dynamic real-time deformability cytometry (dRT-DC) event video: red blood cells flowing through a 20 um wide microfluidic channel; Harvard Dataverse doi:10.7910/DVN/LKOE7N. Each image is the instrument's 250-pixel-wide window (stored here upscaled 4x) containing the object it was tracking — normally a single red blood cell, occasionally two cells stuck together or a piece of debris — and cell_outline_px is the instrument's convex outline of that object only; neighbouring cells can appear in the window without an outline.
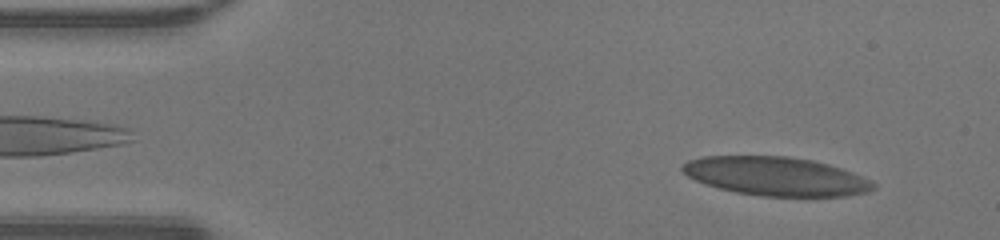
{"species": "human", "species_latin": "Homo sapiens", "temperature_condition": "warm", "stored_images_in_passage": 47, "camera_frame_rate_fps": 3000, "um_per_image_px": 0.085, "donor": {"sex": "male"}, "frame": {"image": 1, "passage_image": 4, "time_ms": 1.0, "image_size_px": [1000, 240], "cell_outline_px": [[876, 188], [868, 192], [844, 196], [764, 196], [736, 192], [720, 188], [696, 180], [688, 176], [680, 168], [688, 160], [704, 156], [788, 156], [812, 160], [828, 164], [852, 172], [876, 184]], "centroid_in_image_um": [65.96, 14.98], "position_along_channel_um": 19.0, "area_um2": 42.71}}
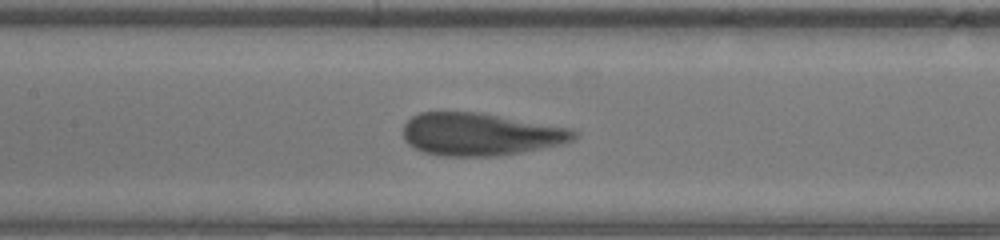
{"frame": {"image": 2, "passage_image": 21, "time_ms": 6.667, "image_size_px": [1000, 240], "cell_outline_px": [[576, 136], [572, 140], [564, 144], [520, 152], [496, 156], [440, 156], [424, 152], [408, 144], [404, 140], [404, 124], [412, 116], [420, 112], [480, 112], [572, 128], [576, 132]], "centroid_in_image_um": [40.83, 11.41], "position_along_channel_um": 166.6, "area_um2": 42.48}}
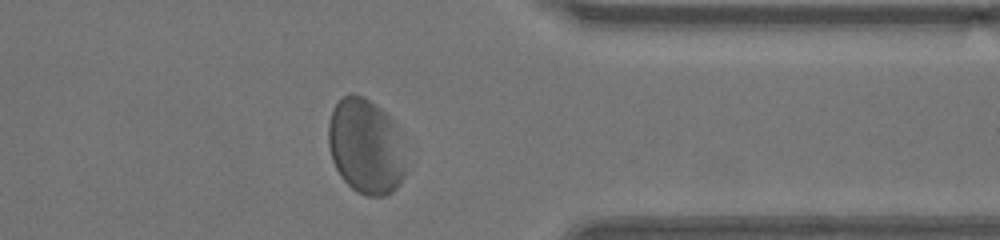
{"frame": {"image": 3, "passage_image": 37, "time_ms": 12.0, "image_size_px": [1000, 240], "cell_outline_px": [[404, 176], [400, 184], [392, 192], [384, 196], [368, 196], [356, 192], [340, 176], [332, 160], [328, 144], [328, 124], [332, 108], [348, 92], [352, 92], [364, 96], [380, 108], [392, 120], [404, 168]], "centroid_in_image_um": [31.0, 12.44], "position_along_channel_um": 380.4, "area_um2": 42.25}, "authors_computed_cell_mechanics": {"area_um2": 43.35, "velocity_mm_per_s": 4.2014, "shape_relaxation_time_tau1_ms": 2.5588, "shape_relaxation_time_tau2_ms": null, "deformation_change_tau1": 0.149, "deformation_change_tau2": null}}